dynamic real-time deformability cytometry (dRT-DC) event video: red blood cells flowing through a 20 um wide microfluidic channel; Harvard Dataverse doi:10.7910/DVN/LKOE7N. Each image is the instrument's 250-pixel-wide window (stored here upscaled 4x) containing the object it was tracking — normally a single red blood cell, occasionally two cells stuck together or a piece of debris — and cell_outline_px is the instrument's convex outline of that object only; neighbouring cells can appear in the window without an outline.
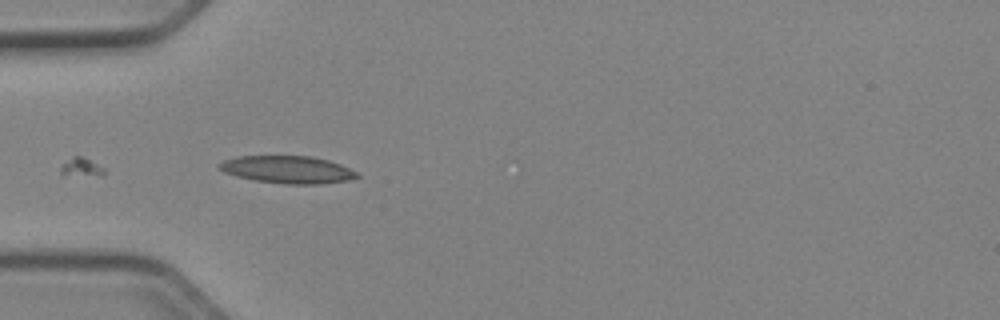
{"species": "Egyptian fruit bat (a non-hibernating species)", "species_latin": "Rousettus aegyptiacus", "temperature_condition": "cold", "stored_images_in_passage": 36, "camera_frame_rate_fps": 3000, "um_per_image_px": 0.085, "animal": {"sex": "female"}, "frame": {"image": 1, "passage_image": 1, "time_ms": 0.0, "image_size_px": [1000, 320], "cell_outline_px": [[360, 176], [348, 180], [320, 184], [288, 184], [256, 180], [236, 176], [224, 172], [216, 168], [216, 164], [224, 160], [236, 156], [312, 156], [328, 160], [340, 164], [356, 172]], "centroid_in_image_um": [24.4, 14.41], "position_along_channel_um": 60.6, "area_um2": 22.02}}